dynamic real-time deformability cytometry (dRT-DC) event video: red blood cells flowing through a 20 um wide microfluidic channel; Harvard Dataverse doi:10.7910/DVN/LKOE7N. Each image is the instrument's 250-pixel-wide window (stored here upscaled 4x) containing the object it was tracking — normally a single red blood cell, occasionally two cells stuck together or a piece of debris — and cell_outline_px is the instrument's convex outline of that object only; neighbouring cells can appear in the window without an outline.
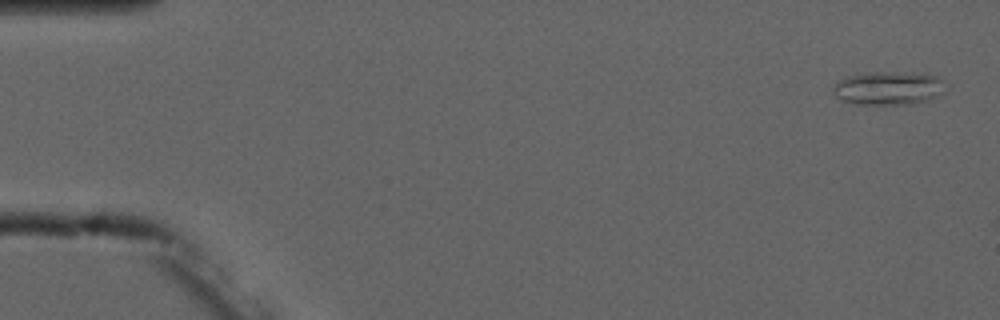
{"species": "common noctule bat (a hibernating species)", "species_latin": "Nyctalus noctula", "temperature_condition": "cold", "stored_images_in_passage": 6, "segment_of_instrument_passage": [2, 2], "camera_frame_rate_fps": 3000, "um_per_image_px": 0.085, "animal": {"sex": "male", "forearm_length_mm": 52.5}, "frame": {"image": 1, "passage_image": 6, "time_ms": 7.0, "image_size_px": [1000, 320], "cell_outline_px": [[944, 92], [936, 96], [912, 104], [856, 104], [840, 100], [832, 92], [832, 88], [836, 80], [848, 76], [876, 72], [904, 72], [936, 76], [940, 80]], "centroid_in_image_um": [75.42, 7.5], "position_along_channel_um": 9.6, "area_um2": 21.62}}